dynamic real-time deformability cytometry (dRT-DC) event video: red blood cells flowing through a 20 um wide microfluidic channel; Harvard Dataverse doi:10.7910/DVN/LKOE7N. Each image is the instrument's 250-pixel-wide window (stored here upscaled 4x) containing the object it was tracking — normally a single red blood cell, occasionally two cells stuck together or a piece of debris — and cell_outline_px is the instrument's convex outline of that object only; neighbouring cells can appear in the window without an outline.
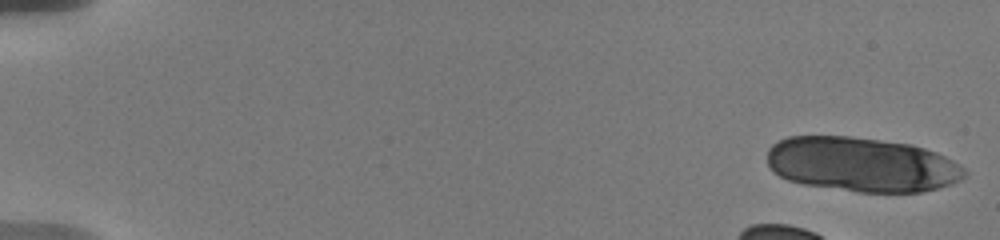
{"species": "human", "species_latin": "Homo sapiens", "temperature_condition": "warm", "stored_images_in_passage": 12, "camera_frame_rate_fps": 3000, "um_per_image_px": 0.085, "donor": {"sex": "male"}, "frame": {"image": 1, "passage_image": 1, "time_ms": 0.0, "image_size_px": [1000, 240], "cell_outline_px": [[968, 172], [960, 180], [952, 184], [924, 192], [860, 192], [804, 184], [788, 180], [772, 172], [768, 164], [768, 148], [772, 144], [788, 136], [848, 136], [912, 144], [936, 152], [952, 160], [964, 168]], "centroid_in_image_um": [73.25, 13.98], "position_along_channel_um": 11.8, "area_um2": 62.89}}